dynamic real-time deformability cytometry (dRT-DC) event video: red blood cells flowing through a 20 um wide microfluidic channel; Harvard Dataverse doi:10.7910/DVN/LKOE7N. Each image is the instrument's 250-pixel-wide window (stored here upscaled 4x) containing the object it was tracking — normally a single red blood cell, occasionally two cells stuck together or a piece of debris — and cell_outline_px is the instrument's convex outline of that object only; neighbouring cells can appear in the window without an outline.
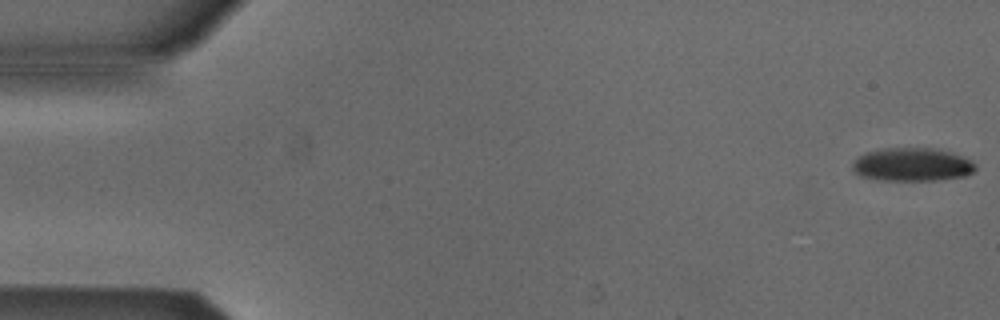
{"species": "Egyptian fruit bat (a non-hibernating species)", "species_latin": "Rousettus aegyptiacus", "temperature_condition": "cold", "stored_images_in_passage": 53, "camera_frame_rate_fps": 3000, "um_per_image_px": 0.085, "animal": {"sex": "male"}, "frame": {"image": 1, "passage_image": 1, "time_ms": 0.0, "image_size_px": [1000, 320], "cell_outline_px": [[976, 172], [964, 176], [936, 180], [876, 180], [860, 176], [852, 168], [852, 164], [856, 156], [864, 152], [884, 148], [936, 148], [952, 152], [964, 156], [972, 160], [976, 164]], "centroid_in_image_um": [77.54, 13.98], "position_along_channel_um": 7.5, "area_um2": 24.33}}
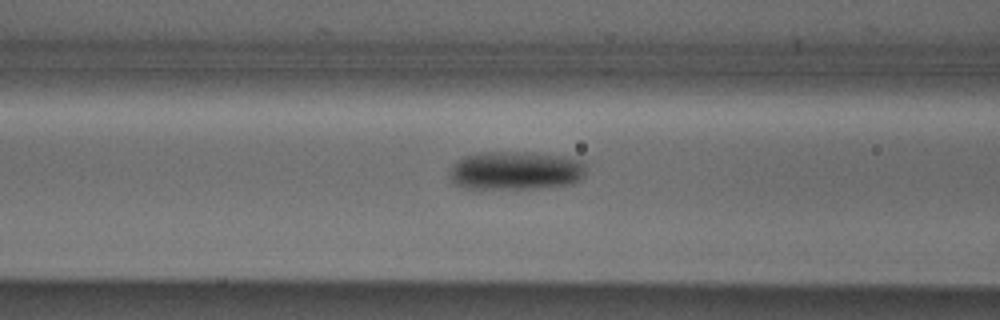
{"frame": {"image": 2, "passage_image": 21, "time_ms": 6.667, "image_size_px": [1000, 320], "cell_outline_px": [[584, 176], [580, 180], [572, 184], [536, 188], [464, 188], [456, 184], [448, 176], [448, 172], [452, 164], [456, 160], [464, 156], [484, 152], [528, 152], [564, 156], [584, 160]], "centroid_in_image_um": [43.82, 14.49], "position_along_channel_um": 122.8, "area_um2": 30.87}}
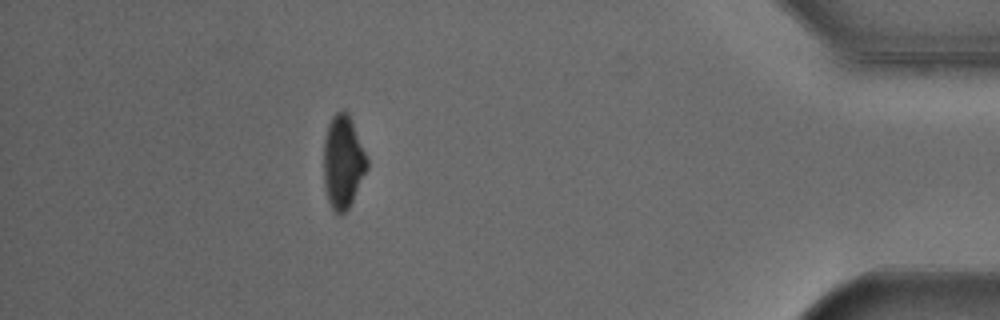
{"frame": {"image": 3, "passage_image": 47, "time_ms": 15.333, "image_size_px": [1000, 320], "cell_outline_px": [[368, 168], [348, 208], [340, 216], [332, 208], [328, 200], [324, 188], [324, 140], [328, 124], [332, 116], [340, 108], [344, 108], [348, 112], [368, 160]], "centroid_in_image_um": [29.14, 13.73], "position_along_channel_um": 406.1, "area_um2": 23.47}, "authors_computed_cell_mechanics": {"area_um2": 27.3972, "velocity_mm_per_s": 3.8787, "shape_relaxation_time_tau1_ms": 3.8266, "shape_relaxation_time_tau2_ms": null, "deformation_change_tau1": 0.1211, "deformation_change_tau2": null}}